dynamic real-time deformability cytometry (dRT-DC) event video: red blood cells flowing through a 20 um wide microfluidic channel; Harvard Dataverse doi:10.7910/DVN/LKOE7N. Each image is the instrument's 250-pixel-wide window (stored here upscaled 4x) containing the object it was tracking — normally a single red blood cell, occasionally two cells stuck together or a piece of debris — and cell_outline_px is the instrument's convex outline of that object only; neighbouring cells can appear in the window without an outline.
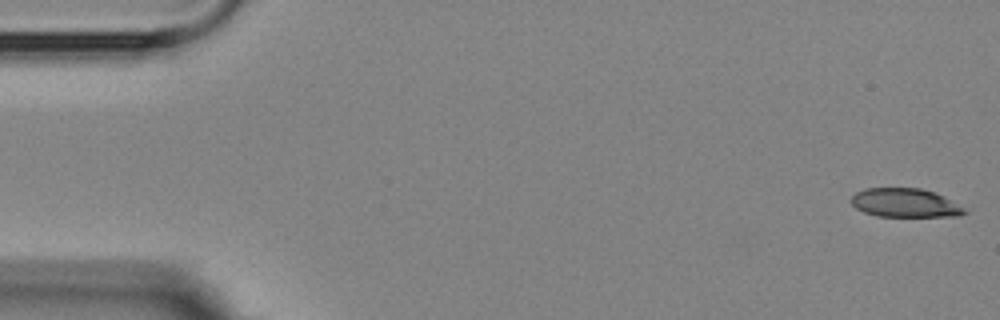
{"species": "Egyptian fruit bat (a non-hibernating species)", "species_latin": "Rousettus aegyptiacus", "temperature_condition": "room temperature", "stored_images_in_passage": 5, "camera_frame_rate_fps": 3000, "um_per_image_px": 0.085, "animal": {"sex": "female"}, "frame": {"image": 1, "passage_image": 1, "time_ms": 0.0, "image_size_px": [1000, 320], "cell_outline_px": [[968, 212], [960, 216], [876, 216], [864, 212], [856, 208], [852, 204], [852, 196], [856, 192], [864, 188], [920, 188], [944, 196]], "centroid_in_image_um": [76.89, 17.24], "position_along_channel_um": 8.1, "area_um2": 18.79}}
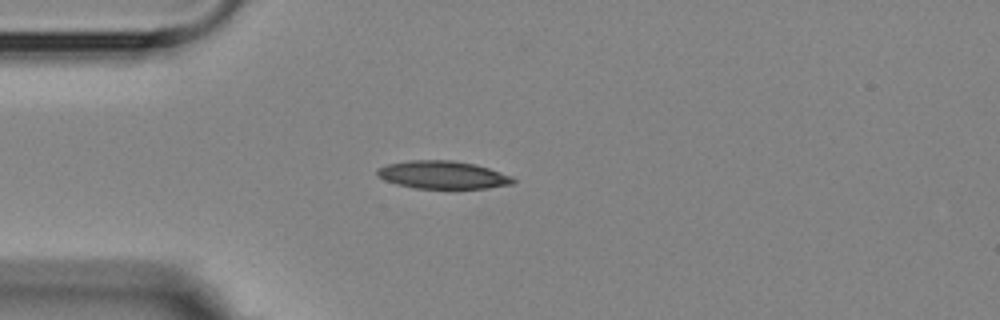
{"frame": {"image": 2, "passage_image": 5, "time_ms": 4.333, "image_size_px": [1000, 320], "cell_outline_px": [[516, 180], [512, 184], [488, 188], [416, 188], [396, 184], [384, 180], [376, 176], [376, 168], [388, 164], [408, 160], [452, 160], [476, 164], [512, 176]], "centroid_in_image_um": [37.6, 14.86], "position_along_channel_um": 47.4, "area_um2": 22.14}}